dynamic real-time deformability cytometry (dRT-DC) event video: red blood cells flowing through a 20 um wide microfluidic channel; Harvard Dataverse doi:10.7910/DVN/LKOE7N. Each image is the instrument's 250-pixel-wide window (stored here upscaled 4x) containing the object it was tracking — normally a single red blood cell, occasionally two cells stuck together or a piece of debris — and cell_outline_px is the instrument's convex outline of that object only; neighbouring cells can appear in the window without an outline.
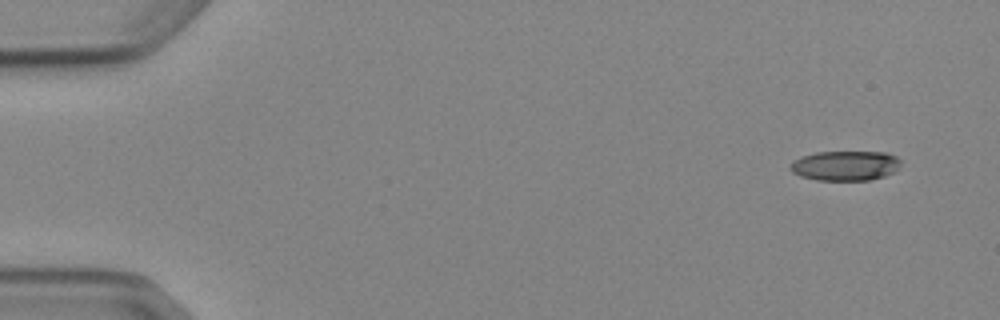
{"species": "Egyptian fruit bat (a non-hibernating species)", "species_latin": "Rousettus aegyptiacus", "temperature_condition": "cold", "stored_images_in_passage": 4, "camera_frame_rate_fps": 3000, "um_per_image_px": 0.085, "animal": {"sex": "female"}, "frame": {"image": 1, "passage_image": 1, "time_ms": 0.0, "image_size_px": [1000, 320], "cell_outline_px": [[900, 168], [896, 172], [884, 176], [868, 180], [816, 180], [800, 176], [792, 172], [788, 168], [792, 160], [816, 152], [884, 152], [896, 156], [900, 160]], "centroid_in_image_um": [71.85, 14.08], "position_along_channel_um": 13.2, "area_um2": 19.36}}
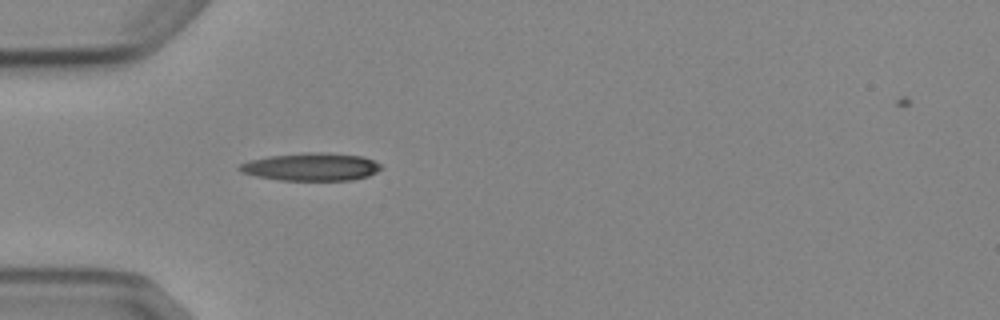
{"frame": {"image": 2, "passage_image": 4, "time_ms": 4.333, "image_size_px": [1000, 320], "cell_outline_px": [[384, 168], [368, 176], [352, 180], [280, 180], [256, 176], [240, 172], [236, 168], [240, 164], [248, 160], [268, 156], [304, 152], [324, 152], [360, 156], [372, 160], [380, 164]], "centroid_in_image_um": [26.42, 14.18], "position_along_channel_um": 58.6, "area_um2": 23.06}}